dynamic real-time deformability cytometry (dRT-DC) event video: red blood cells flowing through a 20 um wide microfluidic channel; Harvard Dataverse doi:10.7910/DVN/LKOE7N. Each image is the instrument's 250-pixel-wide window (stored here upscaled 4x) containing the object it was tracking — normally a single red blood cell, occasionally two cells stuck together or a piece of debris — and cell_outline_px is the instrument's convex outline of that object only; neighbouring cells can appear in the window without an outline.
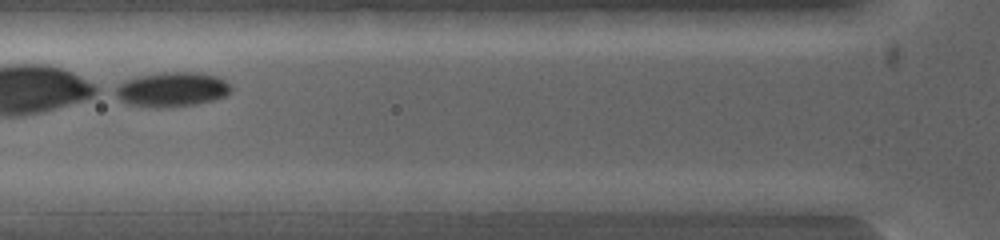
{"species": "common noctule bat (a hibernating species)", "species_latin": "Nyctalus noctula", "temperature_condition": "warm", "stored_images_in_passage": 3, "camera_frame_rate_fps": 5000, "um_per_image_px": 0.085, "animal": {"sex": "female", "body_mass_g": 19.0, "forearm_length_mm": 53.3}, "frame": {"image": 1, "passage_image": 3, "time_ms": 1.8, "image_size_px": [1000, 240], "cell_outline_px": [[604, 200], [552, 212], [496, 212], [500, 200], [520, 192], [580, 192]], "centroid_in_image_um": [46.25, 17.15], "position_along_channel_um": 79.5, "area_um2": 11.68}}